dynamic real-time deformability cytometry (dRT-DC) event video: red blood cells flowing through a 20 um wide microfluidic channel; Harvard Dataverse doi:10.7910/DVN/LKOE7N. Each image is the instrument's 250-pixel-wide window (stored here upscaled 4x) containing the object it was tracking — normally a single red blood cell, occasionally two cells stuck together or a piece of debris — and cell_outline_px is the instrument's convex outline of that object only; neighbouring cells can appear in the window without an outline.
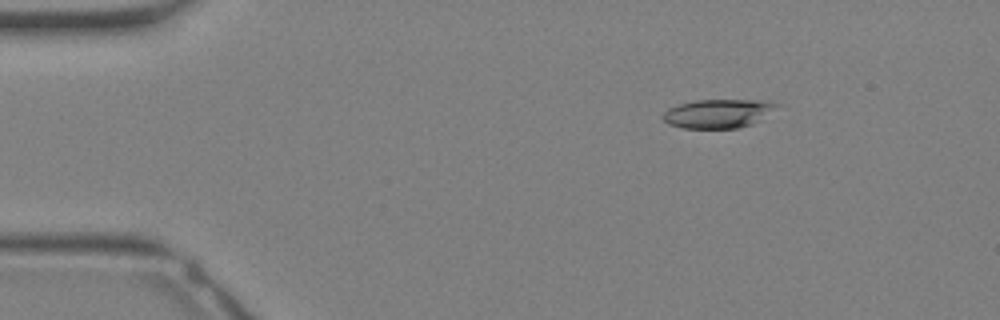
{"species": "Egyptian fruit bat (a non-hibernating species)", "species_latin": "Rousettus aegyptiacus", "temperature_condition": "warm", "stored_images_in_passage": 19, "camera_frame_rate_fps": 3000, "um_per_image_px": 0.085, "animal": {"sex": "female"}, "frame": {"image": 1, "passage_image": 2, "time_ms": 0.333, "image_size_px": [1000, 320], "cell_outline_px": [[780, 104], [752, 124], [740, 128], [684, 128], [668, 124], [660, 116], [668, 108], [680, 104], [696, 100], [756, 100]], "centroid_in_image_um": [60.95, 9.66], "position_along_channel_um": 24.0, "area_um2": 18.79}}
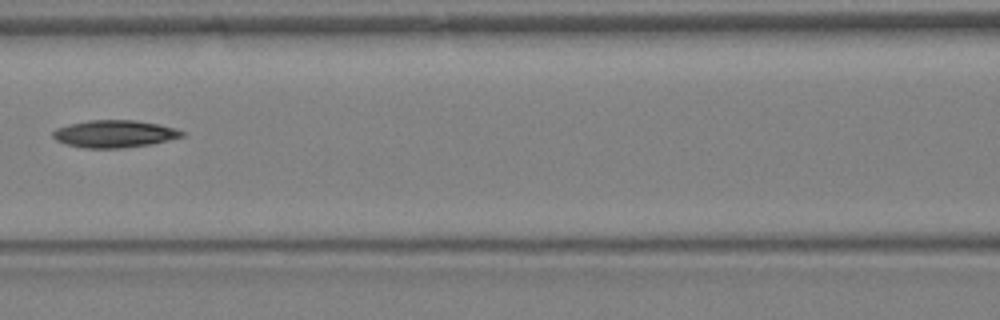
{"frame": {"image": 2, "passage_image": 12, "time_ms": 3.667, "image_size_px": [1000, 320], "cell_outline_px": [[184, 136], [152, 144], [124, 148], [84, 148], [64, 144], [56, 140], [52, 136], [52, 132], [56, 128], [68, 124], [88, 120], [136, 120], [160, 124], [176, 128], [184, 132]], "centroid_in_image_um": [9.71, 11.37], "position_along_channel_um": 156.9, "area_um2": 20.81}}
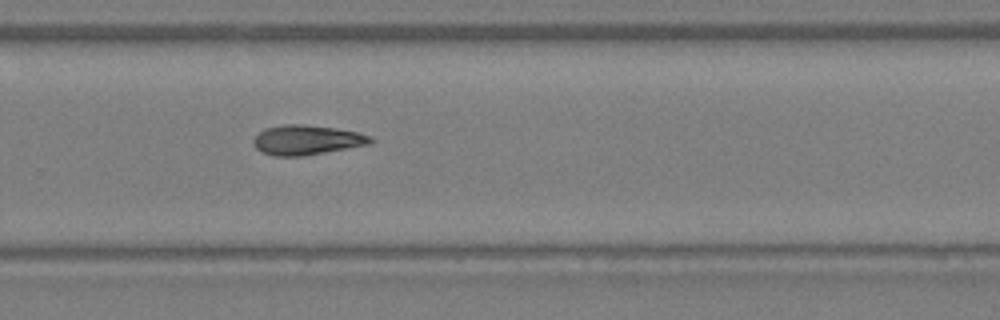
{"frame": {"image": 3, "passage_image": 19, "time_ms": 6.0, "image_size_px": [1000, 320], "cell_outline_px": [[376, 140], [372, 144], [304, 156], [272, 156], [256, 148], [252, 140], [264, 128], [284, 124], [300, 124], [336, 128], [356, 132], [372, 136]], "centroid_in_image_um": [26.12, 11.9], "position_along_channel_um": 303.7, "area_um2": 20.4}}